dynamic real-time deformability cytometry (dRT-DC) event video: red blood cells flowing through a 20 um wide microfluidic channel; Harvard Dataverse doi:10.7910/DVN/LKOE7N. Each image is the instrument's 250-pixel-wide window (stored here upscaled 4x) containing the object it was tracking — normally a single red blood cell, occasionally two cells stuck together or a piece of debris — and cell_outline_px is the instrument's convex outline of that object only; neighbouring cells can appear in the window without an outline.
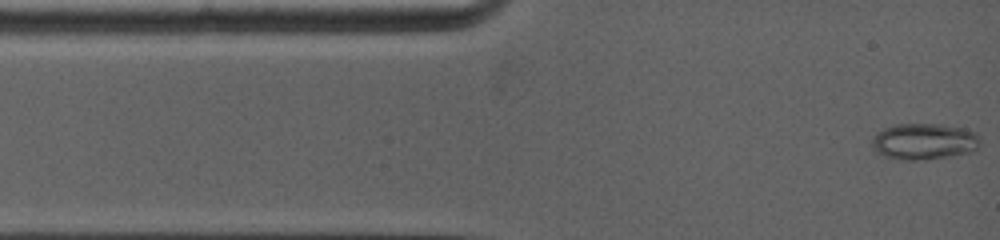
{"species": "common noctule bat (a hibernating species)", "species_latin": "Nyctalus noctula", "temperature_condition": "warm", "stored_images_in_passage": 31, "camera_frame_rate_fps": 5000, "um_per_image_px": 0.085, "animal": {"sex": "female", "body_mass_g": 19.0, "forearm_length_mm": 53.3}, "frame": {"image": 1, "passage_image": 1, "time_ms": 0.0, "image_size_px": [1000, 240], "cell_outline_px": [[980, 144], [972, 152], [924, 160], [900, 160], [884, 156], [876, 152], [872, 144], [872, 136], [876, 132], [884, 128], [896, 124], [936, 124], [964, 128], [980, 136]], "centroid_in_image_um": [78.52, 12.03], "position_along_channel_um": 6.5, "area_um2": 22.95}}
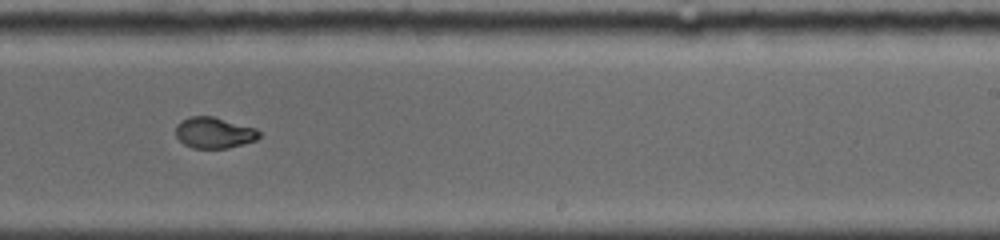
{"frame": {"image": 2, "passage_image": 17, "time_ms": 7.8, "image_size_px": [1000, 240], "cell_outline_px": [[260, 136], [256, 140], [228, 148], [192, 148], [184, 144], [176, 136], [176, 124], [180, 120], [192, 116], [212, 116], [256, 128], [260, 132]], "centroid_in_image_um": [18.19, 11.28], "position_along_channel_um": 270.8, "area_um2": 15.09}}
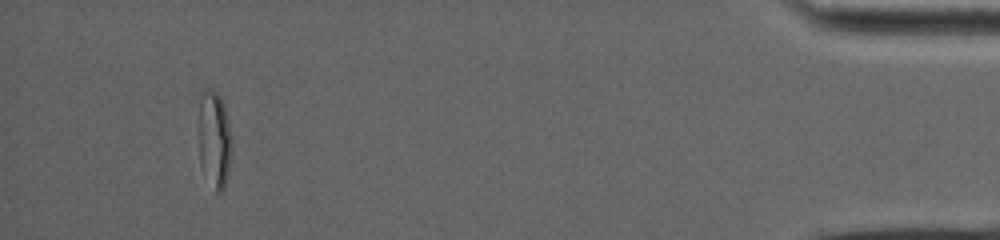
{"frame": {"image": 3, "passage_image": 28, "time_ms": 13.8, "image_size_px": [1000, 240], "cell_outline_px": [[232, 148], [228, 176], [224, 188], [220, 192], [216, 192], [200, 164], [200, 92], [212, 88], [220, 96], [224, 104], [232, 136]], "centroid_in_image_um": [18.26, 11.83], "position_along_channel_um": 416.9, "area_um2": 18.61}, "authors_computed_cell_mechanics": {"area_um2": 16.184, "velocity_mm_per_s": 4.0206, "shape_relaxation_time_tau1_ms": null, "shape_relaxation_time_tau2_ms": 0.9859, "deformation_change_tau1": null, "deformation_change_tau2": 0.053}}